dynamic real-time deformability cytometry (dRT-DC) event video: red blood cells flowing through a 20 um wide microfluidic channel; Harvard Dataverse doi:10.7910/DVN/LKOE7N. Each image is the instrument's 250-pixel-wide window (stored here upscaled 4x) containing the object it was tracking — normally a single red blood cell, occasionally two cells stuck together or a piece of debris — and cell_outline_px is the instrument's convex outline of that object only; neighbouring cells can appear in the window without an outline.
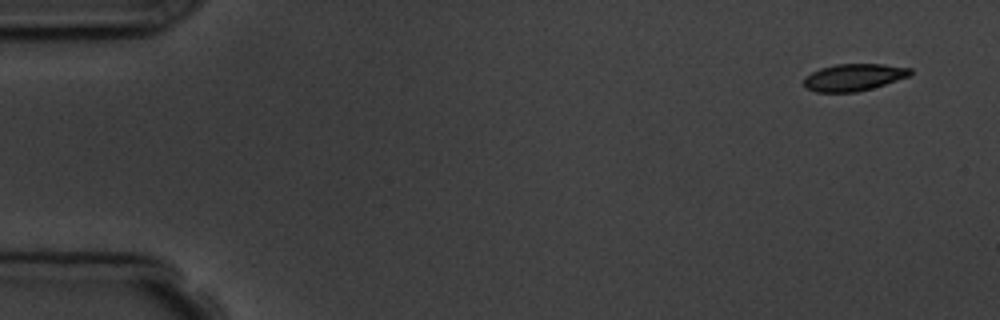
{"species": "common noctule bat (a hibernating species)", "species_latin": "Nyctalus noctula", "temperature_condition": "room temperature", "stored_images_in_passage": 4, "camera_frame_rate_fps": 3000, "um_per_image_px": 0.085, "animal": {"sex": "male", "body_mass_g": 19.5, "forearm_length_mm": 54.6}, "frame": {"image": 1, "passage_image": 1, "time_ms": 0.0, "image_size_px": [1000, 320], "cell_outline_px": [[912, 76], [872, 88], [856, 92], [816, 92], [804, 88], [804, 76], [820, 68], [836, 64], [884, 64], [912, 68]], "centroid_in_image_um": [72.58, 6.57], "position_along_channel_um": 12.4, "area_um2": 16.99}}
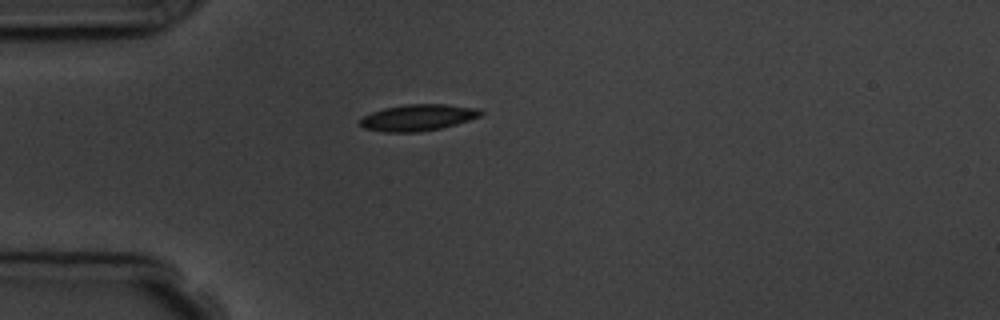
{"frame": {"image": 2, "passage_image": 4, "time_ms": 4.0, "image_size_px": [1000, 320], "cell_outline_px": [[484, 112], [480, 116], [456, 124], [440, 128], [420, 132], [384, 132], [364, 128], [360, 124], [360, 120], [364, 116], [372, 112], [384, 108], [404, 104], [444, 104], [480, 108]], "centroid_in_image_um": [35.54, 9.99], "position_along_channel_um": 49.5, "area_um2": 18.55}}